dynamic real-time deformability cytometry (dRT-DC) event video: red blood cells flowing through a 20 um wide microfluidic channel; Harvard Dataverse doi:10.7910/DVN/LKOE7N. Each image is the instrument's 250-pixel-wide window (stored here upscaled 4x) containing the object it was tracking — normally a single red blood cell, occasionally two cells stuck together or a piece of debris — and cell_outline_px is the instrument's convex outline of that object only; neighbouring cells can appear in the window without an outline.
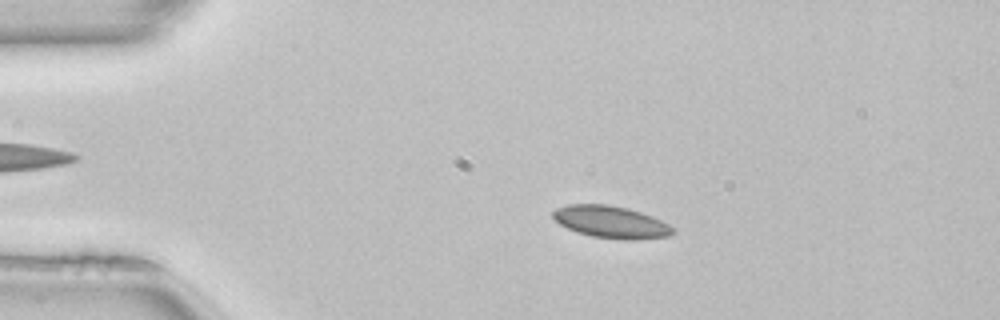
{"species": "common noctule bat (a hibernating species)", "species_latin": "Nyctalus noctula", "temperature_condition": "room temperature", "stored_images_in_passage": 50, "camera_frame_rate_fps": 3000, "um_per_image_px": 0.085, "animal": {"sex": "female", "body_mass_g": 22.7, "forearm_length_mm": 54.2}, "frame": {"image": 1, "passage_image": 10, "time_ms": 3.0, "image_size_px": [1000, 320], "cell_outline_px": [[676, 232], [672, 236], [636, 240], [624, 240], [592, 236], [576, 232], [560, 224], [552, 216], [552, 212], [556, 208], [568, 204], [608, 204], [628, 208], [652, 216], [676, 228]], "centroid_in_image_um": [51.98, 18.88], "position_along_channel_um": 33.0, "area_um2": 22.72}}
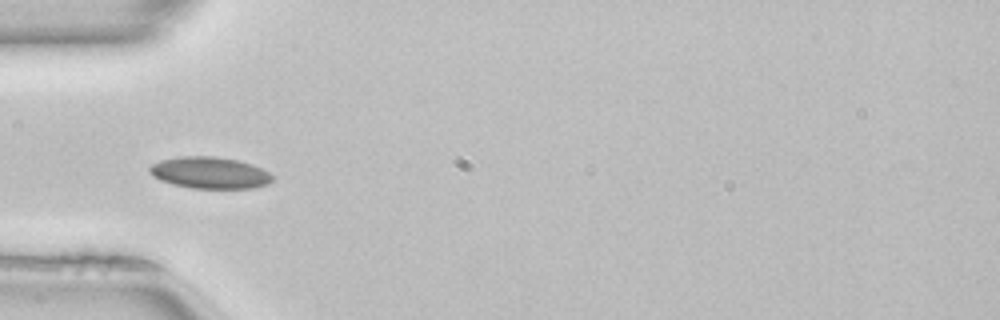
{"frame": {"image": 2, "passage_image": 16, "time_ms": 5.0, "image_size_px": [1000, 320], "cell_outline_px": [[272, 180], [268, 184], [252, 188], [192, 188], [172, 184], [160, 180], [152, 176], [148, 172], [148, 168], [152, 164], [160, 160], [176, 156], [212, 156], [236, 160], [252, 164], [268, 172], [272, 176]], "centroid_in_image_um": [17.77, 14.68], "position_along_channel_um": 67.2, "area_um2": 22.66}}
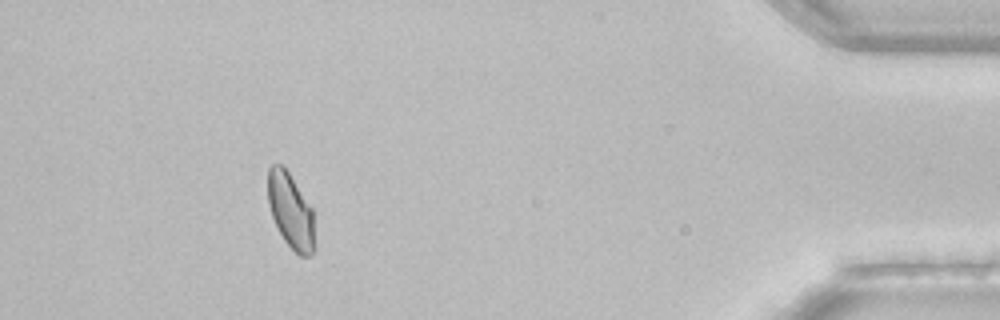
{"frame": {"image": 3, "passage_image": 46, "time_ms": 15.0, "image_size_px": [1000, 320], "cell_outline_px": [[316, 248], [312, 256], [300, 256], [284, 240], [272, 216], [268, 204], [268, 168], [272, 164], [280, 164], [288, 172], [312, 208]], "centroid_in_image_um": [24.73, 17.96], "position_along_channel_um": 410.5, "area_um2": 20.46}, "authors_computed_cell_mechanics": {"area_um2": 21.4727, "velocity_mm_per_s": 4.0309, "shape_relaxation_time_tau1_ms": null, "shape_relaxation_time_tau2_ms": 3.8391, "deformation_change_tau1": null, "deformation_change_tau2": 0.0508}}